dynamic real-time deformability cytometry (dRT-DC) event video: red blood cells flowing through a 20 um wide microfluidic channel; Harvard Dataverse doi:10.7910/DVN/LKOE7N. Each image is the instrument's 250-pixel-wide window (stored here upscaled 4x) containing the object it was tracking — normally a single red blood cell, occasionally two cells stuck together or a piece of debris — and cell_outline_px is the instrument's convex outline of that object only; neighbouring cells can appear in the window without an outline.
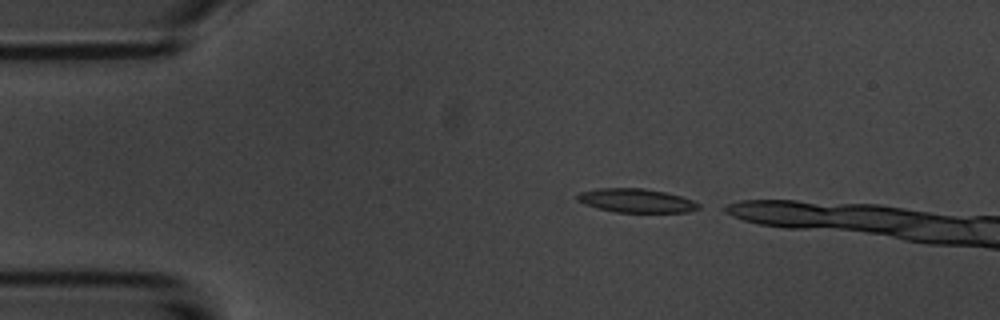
{"species": "common noctule bat (a hibernating species)", "species_latin": "Nyctalus noctula", "temperature_condition": "room temperature", "stored_images_in_passage": 2, "camera_frame_rate_fps": 3000, "um_per_image_px": 0.085, "animal": {"sex": "male", "body_mass_g": 20.1, "forearm_length_mm": 53.5}, "frame": {"image": 1, "passage_image": 1, "time_ms": 0.0, "image_size_px": [1000, 320], "cell_outline_px": [[700, 208], [688, 212], [616, 212], [596, 208], [584, 204], [576, 200], [576, 196], [580, 192], [596, 188], [644, 188], [664, 192], [680, 196], [692, 200], [700, 204]], "centroid_in_image_um": [54.04, 17.05], "position_along_channel_um": 31.0, "area_um2": 16.88}}